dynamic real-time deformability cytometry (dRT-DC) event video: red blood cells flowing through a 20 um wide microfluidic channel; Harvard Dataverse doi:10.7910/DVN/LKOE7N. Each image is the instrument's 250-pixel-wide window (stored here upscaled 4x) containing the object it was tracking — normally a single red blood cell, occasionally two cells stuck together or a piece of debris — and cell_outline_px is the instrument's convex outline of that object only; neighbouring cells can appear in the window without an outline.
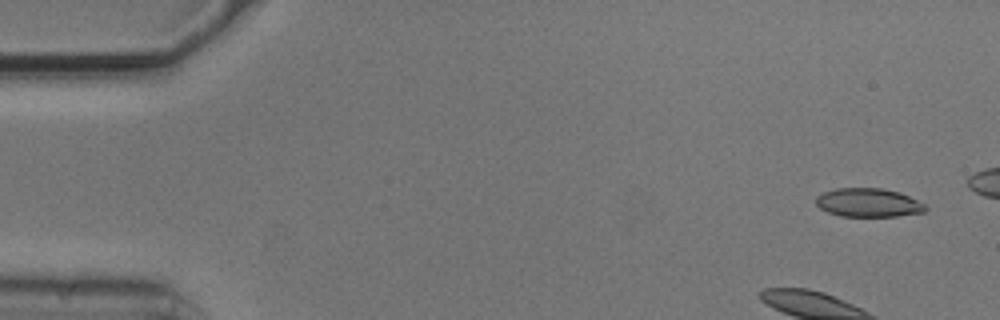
{"species": "common noctule bat (a hibernating species)", "species_latin": "Nyctalus noctula", "temperature_condition": "cold", "stored_images_in_passage": 13, "camera_frame_rate_fps": 3000, "um_per_image_px": 0.085, "animal": {"sex": "male", "body_mass_g": 20.5, "forearm_length_mm": 52.5}, "frame": {"image": 1, "passage_image": 1, "time_ms": 0.0, "image_size_px": [1000, 320], "cell_outline_px": [[928, 208], [924, 212], [896, 216], [840, 216], [828, 212], [820, 208], [816, 204], [816, 196], [824, 192], [836, 188], [884, 188], [900, 192], [924, 204]], "centroid_in_image_um": [73.8, 17.22], "position_along_channel_um": 11.2, "area_um2": 18.26}}
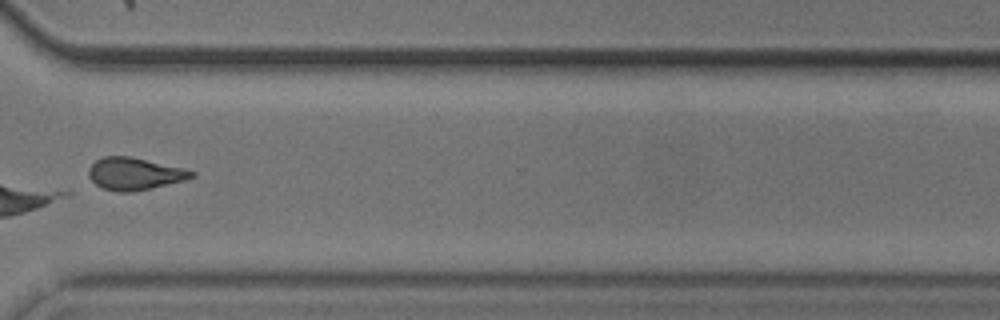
{"frame": {"image": 2, "passage_image": 11, "time_ms": 3.333, "image_size_px": [1000, 320], "cell_outline_px": [[196, 176], [184, 180], [132, 192], [120, 192], [104, 188], [96, 184], [88, 176], [88, 168], [96, 160], [104, 156], [128, 156], [184, 168], [196, 172]], "centroid_in_image_um": [11.43, 14.76], "position_along_channel_um": 359.2, "area_um2": 19.13}}